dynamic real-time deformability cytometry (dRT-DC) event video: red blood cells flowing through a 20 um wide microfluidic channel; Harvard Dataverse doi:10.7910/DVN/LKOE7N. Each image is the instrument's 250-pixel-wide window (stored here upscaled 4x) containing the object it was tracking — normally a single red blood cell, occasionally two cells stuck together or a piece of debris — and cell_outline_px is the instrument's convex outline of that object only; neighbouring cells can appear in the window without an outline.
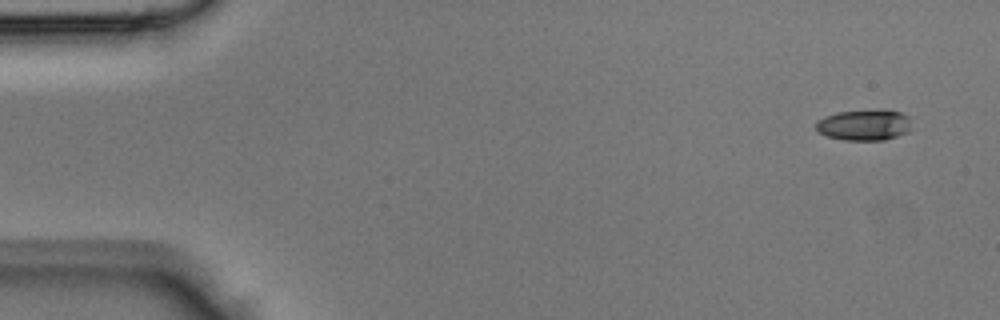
{"species": "Egyptian fruit bat (a non-hibernating species)", "species_latin": "Rousettus aegyptiacus", "temperature_condition": "room temperature", "stored_images_in_passage": 41, "camera_frame_rate_fps": 3000, "um_per_image_px": 0.085, "animal": {"sex": "male"}, "frame": {"image": 1, "passage_image": 1, "time_ms": 0.0, "image_size_px": [1000, 320], "cell_outline_px": [[908, 132], [884, 140], [844, 140], [828, 136], [816, 132], [816, 120], [824, 116], [836, 112], [888, 108], [900, 112], [908, 116]], "centroid_in_image_um": [73.41, 10.6], "position_along_channel_um": 11.6, "area_um2": 17.46}}
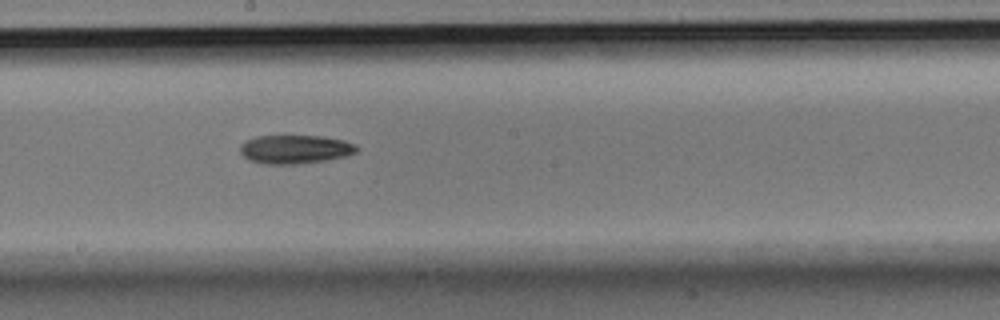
{"frame": {"image": 2, "passage_image": 22, "time_ms": 7.0, "image_size_px": [1000, 320], "cell_outline_px": [[360, 148], [356, 152], [348, 156], [324, 160], [296, 164], [264, 164], [248, 160], [240, 152], [240, 144], [256, 136], [320, 136], [344, 140], [356, 144]], "centroid_in_image_um": [25.1, 12.69], "position_along_channel_um": 223.1, "area_um2": 19.54}}
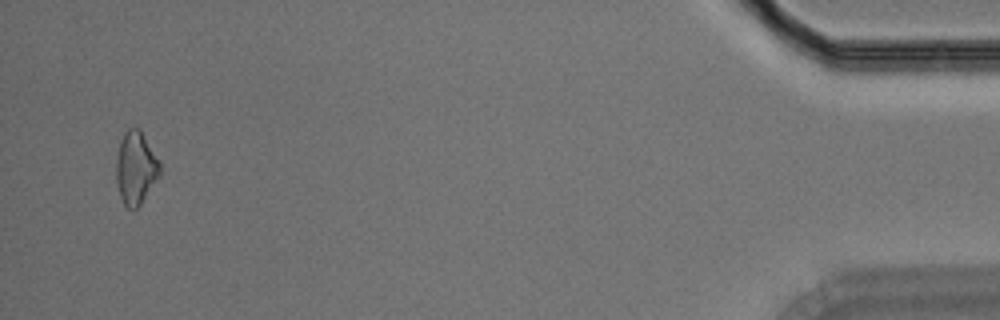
{"frame": {"image": 3, "passage_image": 40, "time_ms": 13.0, "image_size_px": [1000, 320], "cell_outline_px": [[160, 176], [140, 204], [136, 208], [128, 208], [124, 204], [120, 196], [116, 184], [116, 160], [120, 140], [124, 132], [128, 128], [140, 128], [160, 164]], "centroid_in_image_um": [11.52, 14.26], "position_along_channel_um": 423.7, "area_um2": 18.44}}